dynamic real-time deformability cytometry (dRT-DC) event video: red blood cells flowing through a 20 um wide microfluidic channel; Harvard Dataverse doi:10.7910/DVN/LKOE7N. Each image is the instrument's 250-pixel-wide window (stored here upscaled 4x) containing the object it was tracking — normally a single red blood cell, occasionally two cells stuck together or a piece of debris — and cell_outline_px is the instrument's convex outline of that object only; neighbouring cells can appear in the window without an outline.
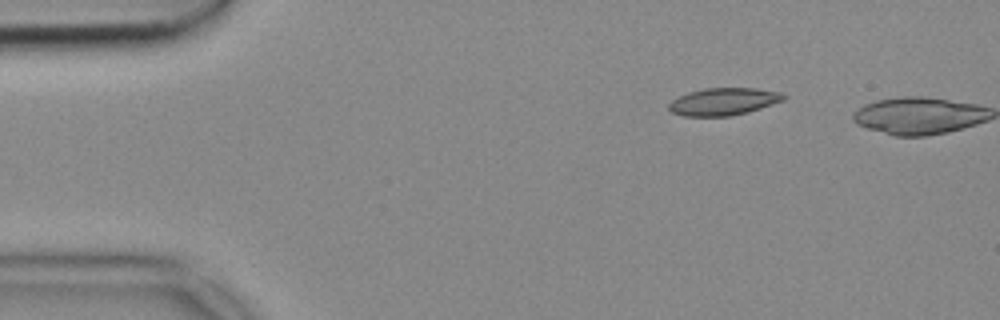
{"species": "common noctule bat (a hibernating species)", "species_latin": "Nyctalus noctula", "temperature_condition": "cold", "stored_images_in_passage": 2, "camera_frame_rate_fps": 3000, "um_per_image_px": 0.085, "animal": {"sex": "female", "body_mass_g": 18.4}, "frame": {"image": 1, "passage_image": 1, "time_ms": 0.0, "image_size_px": [1000, 320], "cell_outline_px": [[788, 96], [784, 100], [748, 112], [732, 116], [684, 116], [672, 112], [668, 108], [668, 104], [672, 100], [688, 92], [704, 88], [756, 88], [780, 92]], "centroid_in_image_um": [61.51, 8.63], "position_along_channel_um": 23.5, "area_um2": 18.32}}